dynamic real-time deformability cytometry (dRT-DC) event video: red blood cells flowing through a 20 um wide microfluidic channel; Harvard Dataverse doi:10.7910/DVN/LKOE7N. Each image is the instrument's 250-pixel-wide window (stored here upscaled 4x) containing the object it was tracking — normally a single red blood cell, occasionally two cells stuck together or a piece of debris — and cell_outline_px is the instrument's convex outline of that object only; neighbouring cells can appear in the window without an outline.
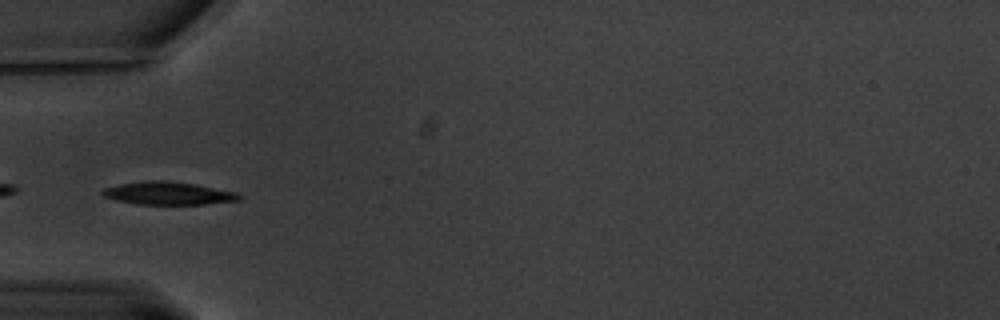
{"species": "common noctule bat (a hibernating species)", "species_latin": "Nyctalus noctula", "temperature_condition": "warm", "stored_images_in_passage": 43, "camera_frame_rate_fps": 3000, "um_per_image_px": 0.085, "animal": {"sex": "male", "body_mass_g": 20.1, "forearm_length_mm": 53.5}, "frame": {"image": 1, "passage_image": 1, "time_ms": 0.0, "image_size_px": [1000, 320], "cell_outline_px": [[244, 196], [240, 200], [204, 204], [136, 204], [116, 200], [104, 196], [100, 192], [104, 188], [120, 184], [144, 180], [168, 180], [196, 184], [236, 192]], "centroid_in_image_um": [14.31, 16.42], "position_along_channel_um": 70.7, "area_um2": 18.32}}
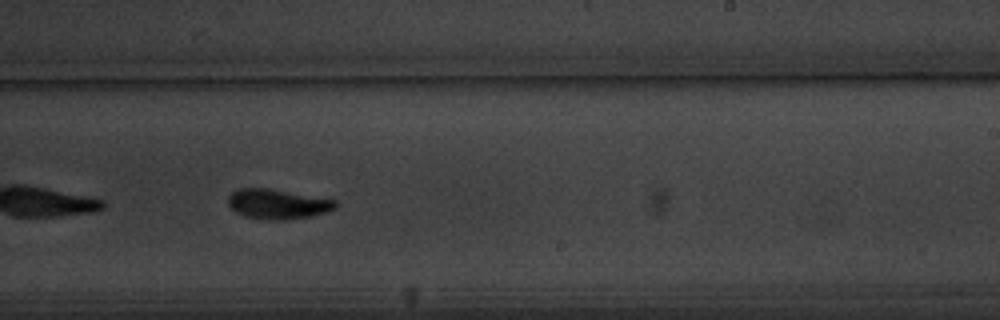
{"frame": {"image": 2, "passage_image": 19, "time_ms": 6.0, "image_size_px": [1000, 320], "cell_outline_px": [[336, 208], [312, 216], [284, 220], [264, 220], [244, 216], [236, 212], [228, 204], [228, 196], [236, 188], [268, 188], [336, 200]], "centroid_in_image_um": [23.56, 17.34], "position_along_channel_um": 265.4, "area_um2": 18.67}, "authors_computed_cell_mechanics": {"area_um2": 18.4382, "velocity_mm_per_s": 3.2387, "shape_relaxation_time_tau1_ms": 2.7723, "shape_relaxation_time_tau2_ms": 10.4853, "deformation_change_tau1": 0.1314, "deformation_change_tau2": 0.1209}}